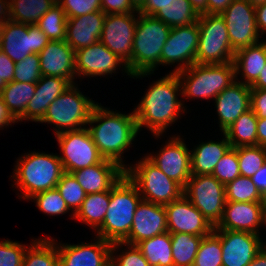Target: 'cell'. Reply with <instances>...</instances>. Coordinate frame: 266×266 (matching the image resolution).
<instances>
[{
  "label": "cell",
  "mask_w": 266,
  "mask_h": 266,
  "mask_svg": "<svg viewBox=\"0 0 266 266\" xmlns=\"http://www.w3.org/2000/svg\"><path fill=\"white\" fill-rule=\"evenodd\" d=\"M187 70L189 73L182 94L188 97H216L235 82L233 79L236 77L233 62L226 64L195 63L189 68L176 73L180 79H183V74L185 75L188 72Z\"/></svg>",
  "instance_id": "52a82bcc"
},
{
  "label": "cell",
  "mask_w": 266,
  "mask_h": 266,
  "mask_svg": "<svg viewBox=\"0 0 266 266\" xmlns=\"http://www.w3.org/2000/svg\"><path fill=\"white\" fill-rule=\"evenodd\" d=\"M183 195L190 198L189 201L214 227L219 223L227 202L225 185L213 175H191Z\"/></svg>",
  "instance_id": "9c48e42d"
},
{
  "label": "cell",
  "mask_w": 266,
  "mask_h": 266,
  "mask_svg": "<svg viewBox=\"0 0 266 266\" xmlns=\"http://www.w3.org/2000/svg\"><path fill=\"white\" fill-rule=\"evenodd\" d=\"M75 57V71L80 75H105L116 70L118 63L124 62L100 41L77 50Z\"/></svg>",
  "instance_id": "484cf974"
},
{
  "label": "cell",
  "mask_w": 266,
  "mask_h": 266,
  "mask_svg": "<svg viewBox=\"0 0 266 266\" xmlns=\"http://www.w3.org/2000/svg\"><path fill=\"white\" fill-rule=\"evenodd\" d=\"M26 248L19 243L0 242V266H22Z\"/></svg>",
  "instance_id": "7dc6e473"
},
{
  "label": "cell",
  "mask_w": 266,
  "mask_h": 266,
  "mask_svg": "<svg viewBox=\"0 0 266 266\" xmlns=\"http://www.w3.org/2000/svg\"><path fill=\"white\" fill-rule=\"evenodd\" d=\"M266 223L261 203L226 202L223 216L214 230H230L257 234L255 228Z\"/></svg>",
  "instance_id": "ffe728a7"
},
{
  "label": "cell",
  "mask_w": 266,
  "mask_h": 266,
  "mask_svg": "<svg viewBox=\"0 0 266 266\" xmlns=\"http://www.w3.org/2000/svg\"><path fill=\"white\" fill-rule=\"evenodd\" d=\"M199 43L198 22L188 26L173 27L170 29L167 40L161 53V64L181 61L174 72L189 68L196 63V54Z\"/></svg>",
  "instance_id": "9a60e30c"
},
{
  "label": "cell",
  "mask_w": 266,
  "mask_h": 266,
  "mask_svg": "<svg viewBox=\"0 0 266 266\" xmlns=\"http://www.w3.org/2000/svg\"><path fill=\"white\" fill-rule=\"evenodd\" d=\"M112 243L101 237L97 243L67 245L58 249L59 266H109Z\"/></svg>",
  "instance_id": "603a6c76"
},
{
  "label": "cell",
  "mask_w": 266,
  "mask_h": 266,
  "mask_svg": "<svg viewBox=\"0 0 266 266\" xmlns=\"http://www.w3.org/2000/svg\"><path fill=\"white\" fill-rule=\"evenodd\" d=\"M17 120L10 110L7 108V105L4 103V100L0 93V127L4 126L5 124L8 125L11 122H15Z\"/></svg>",
  "instance_id": "9f6ffc18"
},
{
  "label": "cell",
  "mask_w": 266,
  "mask_h": 266,
  "mask_svg": "<svg viewBox=\"0 0 266 266\" xmlns=\"http://www.w3.org/2000/svg\"><path fill=\"white\" fill-rule=\"evenodd\" d=\"M136 25L137 21L132 13L106 14L99 40L125 62L128 75L130 73L126 66L132 56Z\"/></svg>",
  "instance_id": "5bb4252c"
},
{
  "label": "cell",
  "mask_w": 266,
  "mask_h": 266,
  "mask_svg": "<svg viewBox=\"0 0 266 266\" xmlns=\"http://www.w3.org/2000/svg\"><path fill=\"white\" fill-rule=\"evenodd\" d=\"M1 30V51L19 62L30 54H39L50 41L37 25H27L9 18Z\"/></svg>",
  "instance_id": "30bf717a"
},
{
  "label": "cell",
  "mask_w": 266,
  "mask_h": 266,
  "mask_svg": "<svg viewBox=\"0 0 266 266\" xmlns=\"http://www.w3.org/2000/svg\"><path fill=\"white\" fill-rule=\"evenodd\" d=\"M154 17L173 28L198 22L199 14L188 0H176L164 6Z\"/></svg>",
  "instance_id": "e575fe53"
},
{
  "label": "cell",
  "mask_w": 266,
  "mask_h": 266,
  "mask_svg": "<svg viewBox=\"0 0 266 266\" xmlns=\"http://www.w3.org/2000/svg\"><path fill=\"white\" fill-rule=\"evenodd\" d=\"M74 87L71 84L49 105L40 122H50L61 129L65 126L70 128L68 129L70 131L81 129V127L74 128V126L88 123L92 110L97 104L88 100Z\"/></svg>",
  "instance_id": "7c38bea8"
},
{
  "label": "cell",
  "mask_w": 266,
  "mask_h": 266,
  "mask_svg": "<svg viewBox=\"0 0 266 266\" xmlns=\"http://www.w3.org/2000/svg\"><path fill=\"white\" fill-rule=\"evenodd\" d=\"M57 3V0H12L9 2L11 21L36 25L39 19ZM11 17V18H10Z\"/></svg>",
  "instance_id": "1f68e13d"
},
{
  "label": "cell",
  "mask_w": 266,
  "mask_h": 266,
  "mask_svg": "<svg viewBox=\"0 0 266 266\" xmlns=\"http://www.w3.org/2000/svg\"><path fill=\"white\" fill-rule=\"evenodd\" d=\"M233 50L257 44L255 6L247 0H234L221 14Z\"/></svg>",
  "instance_id": "4fadbf2b"
},
{
  "label": "cell",
  "mask_w": 266,
  "mask_h": 266,
  "mask_svg": "<svg viewBox=\"0 0 266 266\" xmlns=\"http://www.w3.org/2000/svg\"><path fill=\"white\" fill-rule=\"evenodd\" d=\"M251 89H266V65L258 76V79L250 86Z\"/></svg>",
  "instance_id": "91938a15"
},
{
  "label": "cell",
  "mask_w": 266,
  "mask_h": 266,
  "mask_svg": "<svg viewBox=\"0 0 266 266\" xmlns=\"http://www.w3.org/2000/svg\"><path fill=\"white\" fill-rule=\"evenodd\" d=\"M250 4L253 6H257L259 4H263L266 2V0H247Z\"/></svg>",
  "instance_id": "003e7915"
},
{
  "label": "cell",
  "mask_w": 266,
  "mask_h": 266,
  "mask_svg": "<svg viewBox=\"0 0 266 266\" xmlns=\"http://www.w3.org/2000/svg\"><path fill=\"white\" fill-rule=\"evenodd\" d=\"M131 168L125 169V174L139 191L142 189L143 193L147 195H143L142 200L166 205L183 196L184 188L167 177L148 158L140 161L136 169Z\"/></svg>",
  "instance_id": "ba28073f"
},
{
  "label": "cell",
  "mask_w": 266,
  "mask_h": 266,
  "mask_svg": "<svg viewBox=\"0 0 266 266\" xmlns=\"http://www.w3.org/2000/svg\"><path fill=\"white\" fill-rule=\"evenodd\" d=\"M38 56L42 76L65 78L72 84L76 57L65 40L49 41Z\"/></svg>",
  "instance_id": "44dd1931"
},
{
  "label": "cell",
  "mask_w": 266,
  "mask_h": 266,
  "mask_svg": "<svg viewBox=\"0 0 266 266\" xmlns=\"http://www.w3.org/2000/svg\"><path fill=\"white\" fill-rule=\"evenodd\" d=\"M130 2L132 6L136 9V11L138 12L142 8L146 0H130Z\"/></svg>",
  "instance_id": "e7e4bbea"
},
{
  "label": "cell",
  "mask_w": 266,
  "mask_h": 266,
  "mask_svg": "<svg viewBox=\"0 0 266 266\" xmlns=\"http://www.w3.org/2000/svg\"><path fill=\"white\" fill-rule=\"evenodd\" d=\"M3 24L4 23H0V37H1V30H2Z\"/></svg>",
  "instance_id": "a7ac6f4b"
},
{
  "label": "cell",
  "mask_w": 266,
  "mask_h": 266,
  "mask_svg": "<svg viewBox=\"0 0 266 266\" xmlns=\"http://www.w3.org/2000/svg\"><path fill=\"white\" fill-rule=\"evenodd\" d=\"M64 10L67 18H75L81 15L101 10V0H57Z\"/></svg>",
  "instance_id": "bcb514c9"
},
{
  "label": "cell",
  "mask_w": 266,
  "mask_h": 266,
  "mask_svg": "<svg viewBox=\"0 0 266 266\" xmlns=\"http://www.w3.org/2000/svg\"><path fill=\"white\" fill-rule=\"evenodd\" d=\"M71 83L60 77L41 76L36 83L35 93L28 102L24 114L19 119L41 121L49 105L62 94Z\"/></svg>",
  "instance_id": "4316f807"
},
{
  "label": "cell",
  "mask_w": 266,
  "mask_h": 266,
  "mask_svg": "<svg viewBox=\"0 0 266 266\" xmlns=\"http://www.w3.org/2000/svg\"><path fill=\"white\" fill-rule=\"evenodd\" d=\"M125 169L114 161L104 159L98 164L71 172L86 194L109 191L125 174Z\"/></svg>",
  "instance_id": "7402d4cb"
},
{
  "label": "cell",
  "mask_w": 266,
  "mask_h": 266,
  "mask_svg": "<svg viewBox=\"0 0 266 266\" xmlns=\"http://www.w3.org/2000/svg\"><path fill=\"white\" fill-rule=\"evenodd\" d=\"M109 202L110 190L87 194L80 209L74 216L78 218V220H82L94 228L100 227L105 219Z\"/></svg>",
  "instance_id": "d6a6232c"
},
{
  "label": "cell",
  "mask_w": 266,
  "mask_h": 266,
  "mask_svg": "<svg viewBox=\"0 0 266 266\" xmlns=\"http://www.w3.org/2000/svg\"><path fill=\"white\" fill-rule=\"evenodd\" d=\"M168 231L164 205L141 199L134 213L128 238L124 242L112 243L111 254L118 244L136 245L142 240L152 238Z\"/></svg>",
  "instance_id": "e0dca14e"
},
{
  "label": "cell",
  "mask_w": 266,
  "mask_h": 266,
  "mask_svg": "<svg viewBox=\"0 0 266 266\" xmlns=\"http://www.w3.org/2000/svg\"><path fill=\"white\" fill-rule=\"evenodd\" d=\"M36 83L12 81L2 89L1 96L13 116L19 120L35 93Z\"/></svg>",
  "instance_id": "836d02e7"
},
{
  "label": "cell",
  "mask_w": 266,
  "mask_h": 266,
  "mask_svg": "<svg viewBox=\"0 0 266 266\" xmlns=\"http://www.w3.org/2000/svg\"><path fill=\"white\" fill-rule=\"evenodd\" d=\"M41 76L38 54H30L22 61L15 63L13 81L37 83Z\"/></svg>",
  "instance_id": "ee69618b"
},
{
  "label": "cell",
  "mask_w": 266,
  "mask_h": 266,
  "mask_svg": "<svg viewBox=\"0 0 266 266\" xmlns=\"http://www.w3.org/2000/svg\"><path fill=\"white\" fill-rule=\"evenodd\" d=\"M30 198L36 199L37 206L41 211L51 215H59L68 210L64 199L61 197L56 188L36 193Z\"/></svg>",
  "instance_id": "f6af8a7d"
},
{
  "label": "cell",
  "mask_w": 266,
  "mask_h": 266,
  "mask_svg": "<svg viewBox=\"0 0 266 266\" xmlns=\"http://www.w3.org/2000/svg\"><path fill=\"white\" fill-rule=\"evenodd\" d=\"M16 166L18 186L24 191L26 199L36 193L55 189L65 173L59 156L32 153L26 155Z\"/></svg>",
  "instance_id": "5b68a950"
},
{
  "label": "cell",
  "mask_w": 266,
  "mask_h": 266,
  "mask_svg": "<svg viewBox=\"0 0 266 266\" xmlns=\"http://www.w3.org/2000/svg\"><path fill=\"white\" fill-rule=\"evenodd\" d=\"M56 135L64 154L59 158L65 172L71 173L104 160L88 129L71 131L58 129Z\"/></svg>",
  "instance_id": "8fae6325"
},
{
  "label": "cell",
  "mask_w": 266,
  "mask_h": 266,
  "mask_svg": "<svg viewBox=\"0 0 266 266\" xmlns=\"http://www.w3.org/2000/svg\"><path fill=\"white\" fill-rule=\"evenodd\" d=\"M249 266H266V249H263L256 255Z\"/></svg>",
  "instance_id": "6125c7cd"
},
{
  "label": "cell",
  "mask_w": 266,
  "mask_h": 266,
  "mask_svg": "<svg viewBox=\"0 0 266 266\" xmlns=\"http://www.w3.org/2000/svg\"><path fill=\"white\" fill-rule=\"evenodd\" d=\"M212 175L223 185L235 180L241 175L237 150L230 148L227 153L219 160L214 168Z\"/></svg>",
  "instance_id": "7bdbcfd3"
},
{
  "label": "cell",
  "mask_w": 266,
  "mask_h": 266,
  "mask_svg": "<svg viewBox=\"0 0 266 266\" xmlns=\"http://www.w3.org/2000/svg\"><path fill=\"white\" fill-rule=\"evenodd\" d=\"M234 0H207V14L220 15Z\"/></svg>",
  "instance_id": "db71d44e"
},
{
  "label": "cell",
  "mask_w": 266,
  "mask_h": 266,
  "mask_svg": "<svg viewBox=\"0 0 266 266\" xmlns=\"http://www.w3.org/2000/svg\"><path fill=\"white\" fill-rule=\"evenodd\" d=\"M140 15L137 19L132 56L126 66L132 76L147 75L156 64H161V53L170 27L154 16Z\"/></svg>",
  "instance_id": "277c9868"
},
{
  "label": "cell",
  "mask_w": 266,
  "mask_h": 266,
  "mask_svg": "<svg viewBox=\"0 0 266 266\" xmlns=\"http://www.w3.org/2000/svg\"><path fill=\"white\" fill-rule=\"evenodd\" d=\"M235 74L239 73L240 67L243 69V82L251 86L257 79L262 69L266 65V42L241 48L235 52L233 58Z\"/></svg>",
  "instance_id": "83f0119b"
},
{
  "label": "cell",
  "mask_w": 266,
  "mask_h": 266,
  "mask_svg": "<svg viewBox=\"0 0 266 266\" xmlns=\"http://www.w3.org/2000/svg\"><path fill=\"white\" fill-rule=\"evenodd\" d=\"M222 232V266H249L256 255L263 249L257 234L241 231L214 230Z\"/></svg>",
  "instance_id": "ac0fdd59"
},
{
  "label": "cell",
  "mask_w": 266,
  "mask_h": 266,
  "mask_svg": "<svg viewBox=\"0 0 266 266\" xmlns=\"http://www.w3.org/2000/svg\"><path fill=\"white\" fill-rule=\"evenodd\" d=\"M257 145L266 147V117L258 118L257 122Z\"/></svg>",
  "instance_id": "680465c9"
},
{
  "label": "cell",
  "mask_w": 266,
  "mask_h": 266,
  "mask_svg": "<svg viewBox=\"0 0 266 266\" xmlns=\"http://www.w3.org/2000/svg\"><path fill=\"white\" fill-rule=\"evenodd\" d=\"M251 109L258 118L266 117V89H251Z\"/></svg>",
  "instance_id": "816d5d0a"
},
{
  "label": "cell",
  "mask_w": 266,
  "mask_h": 266,
  "mask_svg": "<svg viewBox=\"0 0 266 266\" xmlns=\"http://www.w3.org/2000/svg\"><path fill=\"white\" fill-rule=\"evenodd\" d=\"M181 85L176 72L167 75L153 85L134 111L138 131L148 126L157 136L177 118L182 103L176 98Z\"/></svg>",
  "instance_id": "7a4b0ae2"
},
{
  "label": "cell",
  "mask_w": 266,
  "mask_h": 266,
  "mask_svg": "<svg viewBox=\"0 0 266 266\" xmlns=\"http://www.w3.org/2000/svg\"><path fill=\"white\" fill-rule=\"evenodd\" d=\"M158 155L147 158L167 177L184 188L191 177V153H189L186 145L180 138H175Z\"/></svg>",
  "instance_id": "d6986e66"
},
{
  "label": "cell",
  "mask_w": 266,
  "mask_h": 266,
  "mask_svg": "<svg viewBox=\"0 0 266 266\" xmlns=\"http://www.w3.org/2000/svg\"><path fill=\"white\" fill-rule=\"evenodd\" d=\"M198 64H226L233 62V50L224 19L216 14H199Z\"/></svg>",
  "instance_id": "8992f818"
},
{
  "label": "cell",
  "mask_w": 266,
  "mask_h": 266,
  "mask_svg": "<svg viewBox=\"0 0 266 266\" xmlns=\"http://www.w3.org/2000/svg\"><path fill=\"white\" fill-rule=\"evenodd\" d=\"M164 207L170 234L189 233L205 237L214 231V226L184 195Z\"/></svg>",
  "instance_id": "2e32d148"
},
{
  "label": "cell",
  "mask_w": 266,
  "mask_h": 266,
  "mask_svg": "<svg viewBox=\"0 0 266 266\" xmlns=\"http://www.w3.org/2000/svg\"><path fill=\"white\" fill-rule=\"evenodd\" d=\"M15 62L0 52V93L7 83L13 81Z\"/></svg>",
  "instance_id": "f907efd6"
},
{
  "label": "cell",
  "mask_w": 266,
  "mask_h": 266,
  "mask_svg": "<svg viewBox=\"0 0 266 266\" xmlns=\"http://www.w3.org/2000/svg\"><path fill=\"white\" fill-rule=\"evenodd\" d=\"M255 17H256V26L259 30L262 28V31L266 30V2L255 6Z\"/></svg>",
  "instance_id": "6f0895ef"
},
{
  "label": "cell",
  "mask_w": 266,
  "mask_h": 266,
  "mask_svg": "<svg viewBox=\"0 0 266 266\" xmlns=\"http://www.w3.org/2000/svg\"><path fill=\"white\" fill-rule=\"evenodd\" d=\"M227 202H254L260 203L261 192L250 177L238 176L225 185Z\"/></svg>",
  "instance_id": "f35d334b"
},
{
  "label": "cell",
  "mask_w": 266,
  "mask_h": 266,
  "mask_svg": "<svg viewBox=\"0 0 266 266\" xmlns=\"http://www.w3.org/2000/svg\"><path fill=\"white\" fill-rule=\"evenodd\" d=\"M88 128L92 140L104 159L121 163V154L135 138L138 128L134 113L118 114L101 108L98 104L93 108L88 123L100 122Z\"/></svg>",
  "instance_id": "6da1fadb"
},
{
  "label": "cell",
  "mask_w": 266,
  "mask_h": 266,
  "mask_svg": "<svg viewBox=\"0 0 266 266\" xmlns=\"http://www.w3.org/2000/svg\"><path fill=\"white\" fill-rule=\"evenodd\" d=\"M230 148L226 135L222 142L199 145L191 154V175H212L215 166Z\"/></svg>",
  "instance_id": "f1b7e54d"
},
{
  "label": "cell",
  "mask_w": 266,
  "mask_h": 266,
  "mask_svg": "<svg viewBox=\"0 0 266 266\" xmlns=\"http://www.w3.org/2000/svg\"><path fill=\"white\" fill-rule=\"evenodd\" d=\"M136 185L124 174L110 190V202L98 235L110 243L124 242L130 233L140 203Z\"/></svg>",
  "instance_id": "3957f363"
},
{
  "label": "cell",
  "mask_w": 266,
  "mask_h": 266,
  "mask_svg": "<svg viewBox=\"0 0 266 266\" xmlns=\"http://www.w3.org/2000/svg\"><path fill=\"white\" fill-rule=\"evenodd\" d=\"M56 189L64 199L69 210L75 207L74 214H76L87 194L75 177L71 173L65 172L57 183Z\"/></svg>",
  "instance_id": "b9f144b4"
},
{
  "label": "cell",
  "mask_w": 266,
  "mask_h": 266,
  "mask_svg": "<svg viewBox=\"0 0 266 266\" xmlns=\"http://www.w3.org/2000/svg\"><path fill=\"white\" fill-rule=\"evenodd\" d=\"M241 176L252 177L266 163V147L240 146L235 148Z\"/></svg>",
  "instance_id": "60d3db41"
},
{
  "label": "cell",
  "mask_w": 266,
  "mask_h": 266,
  "mask_svg": "<svg viewBox=\"0 0 266 266\" xmlns=\"http://www.w3.org/2000/svg\"><path fill=\"white\" fill-rule=\"evenodd\" d=\"M67 16L61 6L56 3L36 23L50 41L66 39Z\"/></svg>",
  "instance_id": "8d00e7d4"
},
{
  "label": "cell",
  "mask_w": 266,
  "mask_h": 266,
  "mask_svg": "<svg viewBox=\"0 0 266 266\" xmlns=\"http://www.w3.org/2000/svg\"><path fill=\"white\" fill-rule=\"evenodd\" d=\"M136 246L150 266H174L171 235L168 231L142 240Z\"/></svg>",
  "instance_id": "4dcf8cb0"
},
{
  "label": "cell",
  "mask_w": 266,
  "mask_h": 266,
  "mask_svg": "<svg viewBox=\"0 0 266 266\" xmlns=\"http://www.w3.org/2000/svg\"><path fill=\"white\" fill-rule=\"evenodd\" d=\"M260 203H261L264 215L266 216V190L263 193H261Z\"/></svg>",
  "instance_id": "03108f58"
},
{
  "label": "cell",
  "mask_w": 266,
  "mask_h": 266,
  "mask_svg": "<svg viewBox=\"0 0 266 266\" xmlns=\"http://www.w3.org/2000/svg\"><path fill=\"white\" fill-rule=\"evenodd\" d=\"M220 128L224 132L241 114L251 109V87L233 82L216 97Z\"/></svg>",
  "instance_id": "d4e9b609"
},
{
  "label": "cell",
  "mask_w": 266,
  "mask_h": 266,
  "mask_svg": "<svg viewBox=\"0 0 266 266\" xmlns=\"http://www.w3.org/2000/svg\"><path fill=\"white\" fill-rule=\"evenodd\" d=\"M251 179L261 193L266 190V163L255 172Z\"/></svg>",
  "instance_id": "11a10c76"
},
{
  "label": "cell",
  "mask_w": 266,
  "mask_h": 266,
  "mask_svg": "<svg viewBox=\"0 0 266 266\" xmlns=\"http://www.w3.org/2000/svg\"><path fill=\"white\" fill-rule=\"evenodd\" d=\"M170 235L174 266H193L203 237L189 233H174Z\"/></svg>",
  "instance_id": "d590c367"
},
{
  "label": "cell",
  "mask_w": 266,
  "mask_h": 266,
  "mask_svg": "<svg viewBox=\"0 0 266 266\" xmlns=\"http://www.w3.org/2000/svg\"><path fill=\"white\" fill-rule=\"evenodd\" d=\"M53 244L46 239L35 242L29 251L25 250L22 266H59L58 249Z\"/></svg>",
  "instance_id": "74e56055"
},
{
  "label": "cell",
  "mask_w": 266,
  "mask_h": 266,
  "mask_svg": "<svg viewBox=\"0 0 266 266\" xmlns=\"http://www.w3.org/2000/svg\"><path fill=\"white\" fill-rule=\"evenodd\" d=\"M7 7H6V6ZM9 2H4L3 0H0V23H5V22H7L4 18H5V16H3V19L1 18V16H2V14H6V13H8L7 15L8 16H10L9 15V13H10V7H9Z\"/></svg>",
  "instance_id": "be15d7a7"
},
{
  "label": "cell",
  "mask_w": 266,
  "mask_h": 266,
  "mask_svg": "<svg viewBox=\"0 0 266 266\" xmlns=\"http://www.w3.org/2000/svg\"><path fill=\"white\" fill-rule=\"evenodd\" d=\"M257 122L258 117L252 109L241 114L223 132L231 144V147L257 146Z\"/></svg>",
  "instance_id": "f546056e"
},
{
  "label": "cell",
  "mask_w": 266,
  "mask_h": 266,
  "mask_svg": "<svg viewBox=\"0 0 266 266\" xmlns=\"http://www.w3.org/2000/svg\"><path fill=\"white\" fill-rule=\"evenodd\" d=\"M176 0H146L142 8L138 11L139 14L154 16L164 6Z\"/></svg>",
  "instance_id": "f5cc1de1"
},
{
  "label": "cell",
  "mask_w": 266,
  "mask_h": 266,
  "mask_svg": "<svg viewBox=\"0 0 266 266\" xmlns=\"http://www.w3.org/2000/svg\"><path fill=\"white\" fill-rule=\"evenodd\" d=\"M106 14L102 11L67 18V44L76 52L100 40Z\"/></svg>",
  "instance_id": "cb8c5ba5"
},
{
  "label": "cell",
  "mask_w": 266,
  "mask_h": 266,
  "mask_svg": "<svg viewBox=\"0 0 266 266\" xmlns=\"http://www.w3.org/2000/svg\"><path fill=\"white\" fill-rule=\"evenodd\" d=\"M193 266H222V246L216 232L203 237Z\"/></svg>",
  "instance_id": "ab89813d"
},
{
  "label": "cell",
  "mask_w": 266,
  "mask_h": 266,
  "mask_svg": "<svg viewBox=\"0 0 266 266\" xmlns=\"http://www.w3.org/2000/svg\"><path fill=\"white\" fill-rule=\"evenodd\" d=\"M198 14H207V0H188Z\"/></svg>",
  "instance_id": "94428289"
},
{
  "label": "cell",
  "mask_w": 266,
  "mask_h": 266,
  "mask_svg": "<svg viewBox=\"0 0 266 266\" xmlns=\"http://www.w3.org/2000/svg\"><path fill=\"white\" fill-rule=\"evenodd\" d=\"M132 249L126 252L121 257L117 259V264L115 263V258H110L111 266H150L148 261L145 259L141 251L136 245H130Z\"/></svg>",
  "instance_id": "c3c4849f"
},
{
  "label": "cell",
  "mask_w": 266,
  "mask_h": 266,
  "mask_svg": "<svg viewBox=\"0 0 266 266\" xmlns=\"http://www.w3.org/2000/svg\"><path fill=\"white\" fill-rule=\"evenodd\" d=\"M101 10L105 14L132 13L136 9L130 0H101ZM112 10V11H111Z\"/></svg>",
  "instance_id": "681fc988"
}]
</instances>
